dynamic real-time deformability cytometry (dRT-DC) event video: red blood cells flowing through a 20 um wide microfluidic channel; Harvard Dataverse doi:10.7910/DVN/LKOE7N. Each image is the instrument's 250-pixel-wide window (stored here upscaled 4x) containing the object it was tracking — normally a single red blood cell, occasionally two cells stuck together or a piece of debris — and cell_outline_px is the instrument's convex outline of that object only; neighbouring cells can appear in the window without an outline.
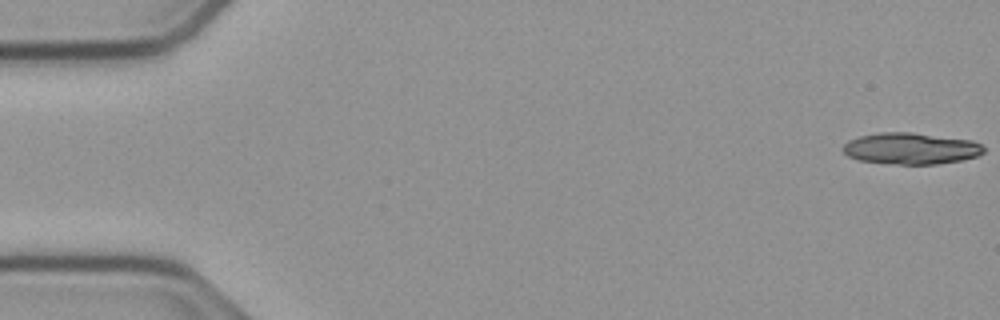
{"species": "common noctule bat (a hibernating species)", "species_latin": "Nyctalus noctula", "temperature_condition": "cold", "stored_images_in_passage": 16, "camera_frame_rate_fps": 3000, "um_per_image_px": 0.085, "animal": {"sex": "male", "body_mass_g": 23.1, "forearm_length_mm": 52.7}, "frame": {"image": 1, "passage_image": 1, "time_ms": 0.0, "image_size_px": [1000, 320], "cell_outline_px": [[984, 152], [976, 156], [960, 160], [936, 164], [900, 164], [860, 160], [848, 156], [840, 148], [848, 140], [860, 136], [880, 132], [912, 132], [972, 140], [980, 144], [984, 148]], "centroid_in_image_um": [77.4, 12.61], "position_along_channel_um": 7.6, "area_um2": 25.66}}